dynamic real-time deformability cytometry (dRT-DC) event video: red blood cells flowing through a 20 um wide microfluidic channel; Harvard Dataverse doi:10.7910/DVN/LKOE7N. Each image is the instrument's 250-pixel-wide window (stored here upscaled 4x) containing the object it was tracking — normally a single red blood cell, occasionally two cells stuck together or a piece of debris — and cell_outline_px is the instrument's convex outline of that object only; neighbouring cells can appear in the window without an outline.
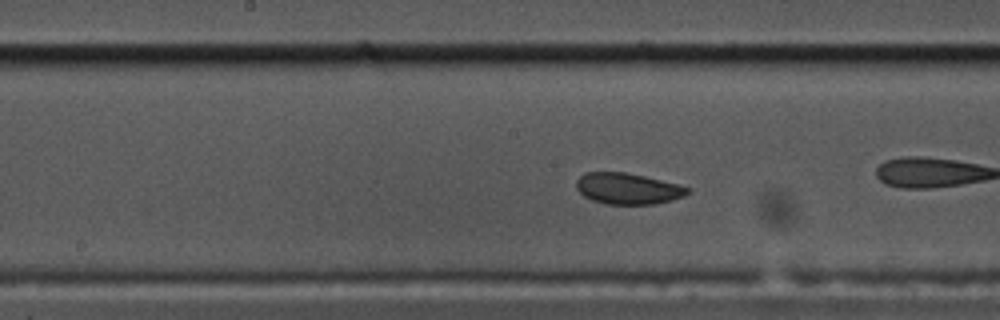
{"species": "common noctule bat (a hibernating species)", "species_latin": "Nyctalus noctula", "temperature_condition": "cold", "stored_images_in_passage": 54, "camera_frame_rate_fps": 3000, "um_per_image_px": 0.085, "animal": {"sex": "male", "body_mass_g": 17.5, "forearm_length_mm": 52.3}, "frame": {"image": 1, "passage_image": 24, "time_ms": 7.667, "image_size_px": [1000, 320], "cell_outline_px": [[688, 192], [684, 196], [672, 200], [656, 204], [608, 204], [592, 200], [584, 196], [576, 188], [576, 180], [584, 172], [624, 172], [644, 176], [676, 184], [688, 188]], "centroid_in_image_um": [53.32, 16.03], "position_along_channel_um": 194.9, "area_um2": 20.0}, "authors_computed_cell_mechanics": {"area_um2": 21.097, "velocity_mm_per_s": 3.4335, "shape_relaxation_time_tau1_ms": 5.18, "shape_relaxation_time_tau2_ms": 3.6403, "deformation_change_tau1": 0.0764, "deformation_change_tau2": 0.0541}}